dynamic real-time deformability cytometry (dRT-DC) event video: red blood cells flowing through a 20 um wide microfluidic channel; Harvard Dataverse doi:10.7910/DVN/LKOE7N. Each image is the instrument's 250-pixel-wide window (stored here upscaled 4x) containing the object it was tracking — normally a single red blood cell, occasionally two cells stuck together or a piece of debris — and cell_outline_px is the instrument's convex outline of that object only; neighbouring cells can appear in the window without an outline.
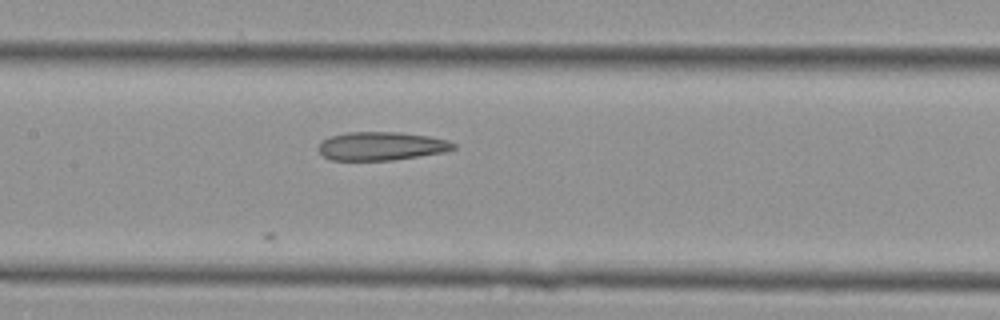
{"species": "Egyptian fruit bat (a non-hibernating species)", "species_latin": "Rousettus aegyptiacus", "temperature_condition": "cold", "stored_images_in_passage": 18, "camera_frame_rate_fps": 3000, "um_per_image_px": 0.085, "animal": {"sex": "female"}, "frame": {"image": 1, "passage_image": 8, "time_ms": 2.333, "image_size_px": [1000, 320], "cell_outline_px": [[456, 148], [444, 152], [392, 160], [328, 160], [316, 148], [328, 136], [348, 132], [400, 132], [428, 136], [448, 140], [456, 144]], "centroid_in_image_um": [32.4, 12.41], "position_along_channel_um": 175.0, "area_um2": 22.43}}
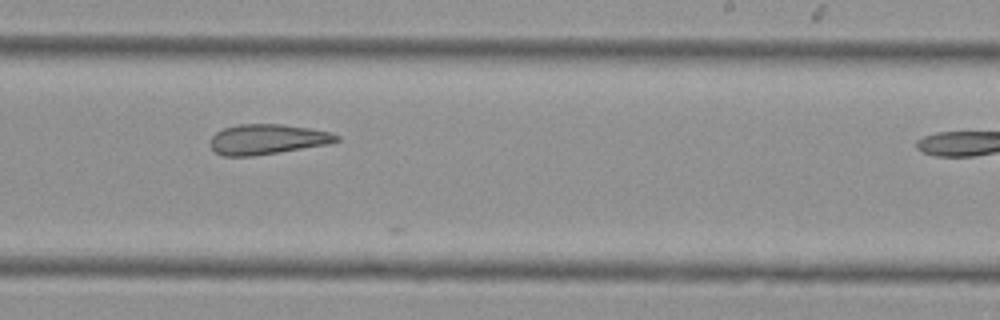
{"frame": {"image": 2, "passage_image": 14, "time_ms": 4.333, "image_size_px": [1000, 320], "cell_outline_px": [[340, 140], [332, 144], [280, 152], [252, 156], [224, 156], [212, 152], [212, 136], [216, 132], [224, 128], [240, 124], [280, 124], [308, 128], [332, 132], [340, 136]], "centroid_in_image_um": [22.77, 11.85], "position_along_channel_um": 266.2, "area_um2": 22.31}}